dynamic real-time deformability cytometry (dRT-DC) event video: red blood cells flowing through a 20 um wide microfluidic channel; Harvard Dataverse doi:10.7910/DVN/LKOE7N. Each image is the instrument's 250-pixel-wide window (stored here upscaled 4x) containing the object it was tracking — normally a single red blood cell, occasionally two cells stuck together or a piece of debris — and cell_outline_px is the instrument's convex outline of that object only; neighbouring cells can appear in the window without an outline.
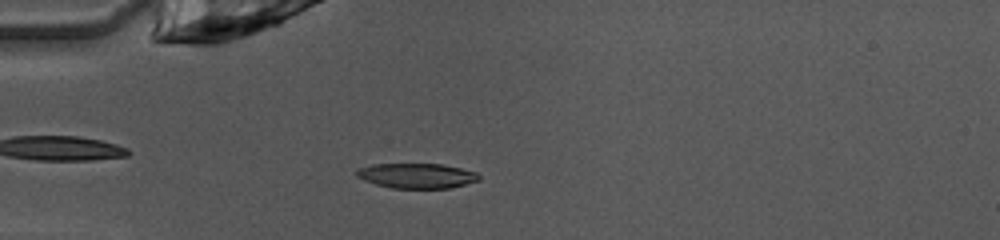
{"species": "common noctule bat (a hibernating species)", "species_latin": "Nyctalus noctula", "temperature_condition": "warm", "stored_images_in_passage": 25, "camera_frame_rate_fps": 3000, "um_per_image_px": 0.085, "animal": {"sex": "female", "body_mass_g": 10.0, "forearm_length_mm": 53.1}, "frame": {"image": 1, "passage_image": 1, "time_ms": 0.0, "image_size_px": [1000, 240], "cell_outline_px": [[480, 180], [448, 188], [392, 188], [376, 184], [364, 180], [356, 176], [356, 172], [360, 168], [372, 164], [444, 164], [476, 172], [480, 176]], "centroid_in_image_um": [35.43, 14.93], "position_along_channel_um": 49.6, "area_um2": 17.69}}
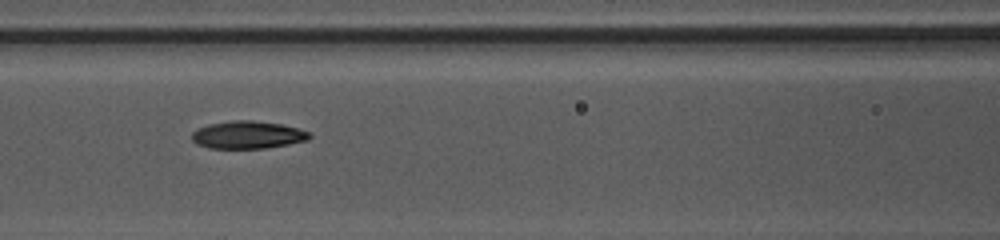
{"frame": {"image": 2, "passage_image": 9, "time_ms": 2.667, "image_size_px": [1000, 240], "cell_outline_px": [[312, 136], [308, 140], [288, 144], [264, 148], [208, 148], [196, 144], [192, 140], [192, 132], [208, 124], [232, 120], [252, 120], [280, 124], [296, 128], [308, 132]], "centroid_in_image_um": [21.03, 11.46], "position_along_channel_um": 145.6, "area_um2": 18.79}}
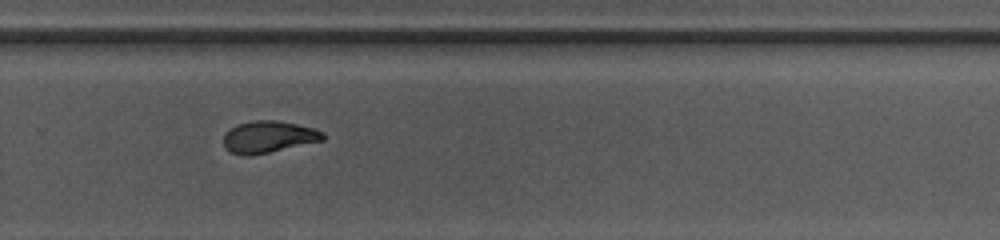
{"frame": {"image": 3, "passage_image": 21, "time_ms": 6.667, "image_size_px": [1000, 240], "cell_outline_px": [[324, 140], [268, 152], [248, 156], [244, 156], [228, 152], [224, 148], [224, 132], [240, 124], [252, 120], [276, 120], [296, 124], [312, 128], [324, 132]], "centroid_in_image_um": [22.78, 11.64], "position_along_channel_um": 307.0, "area_um2": 18.32}}